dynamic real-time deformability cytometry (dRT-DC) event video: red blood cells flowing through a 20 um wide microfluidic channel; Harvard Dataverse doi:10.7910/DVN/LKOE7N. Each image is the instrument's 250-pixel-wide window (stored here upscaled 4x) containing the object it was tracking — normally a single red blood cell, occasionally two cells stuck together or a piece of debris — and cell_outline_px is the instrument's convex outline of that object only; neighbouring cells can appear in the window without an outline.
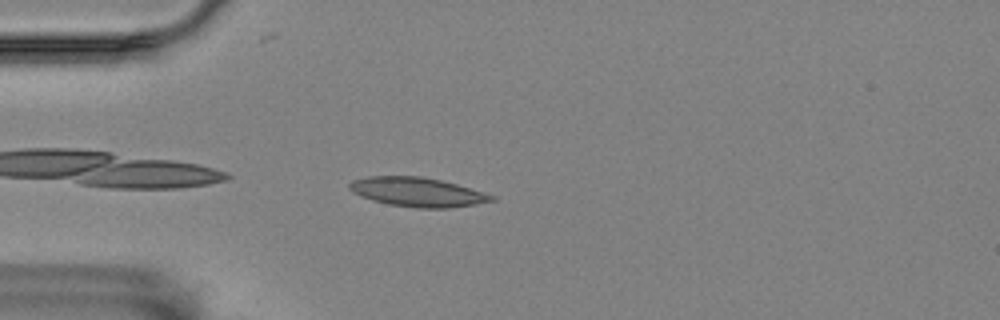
{"species": "Egyptian fruit bat (a non-hibernating species)", "species_latin": "Rousettus aegyptiacus", "temperature_condition": "room temperature", "stored_images_in_passage": 42, "camera_frame_rate_fps": 3000, "um_per_image_px": 0.085, "animal": {"sex": "female"}, "frame": {"image": 1, "passage_image": 2, "time_ms": 0.333, "image_size_px": [1000, 320], "cell_outline_px": [[496, 200], [448, 208], [416, 208], [388, 204], [372, 200], [360, 196], [352, 192], [348, 188], [348, 184], [352, 180], [368, 176], [420, 176], [440, 180], [456, 184], [496, 196]], "centroid_in_image_um": [35.43, 16.32], "position_along_channel_um": 49.6, "area_um2": 24.1}}
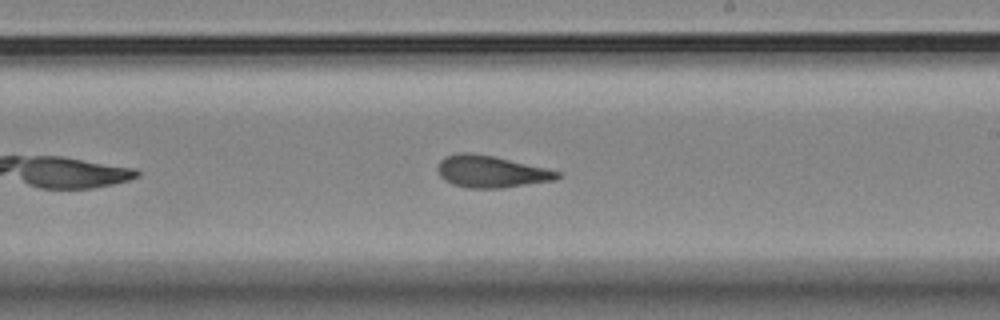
{"frame": {"image": 2, "passage_image": 20, "time_ms": 6.333, "image_size_px": [1000, 320], "cell_outline_px": [[560, 176], [556, 180], [504, 188], [468, 188], [452, 184], [444, 180], [440, 176], [436, 168], [440, 160], [444, 156], [456, 152], [468, 152], [492, 156], [544, 168], [560, 172]], "centroid_in_image_um": [41.68, 14.59], "position_along_channel_um": 247.3, "area_um2": 22.25}}
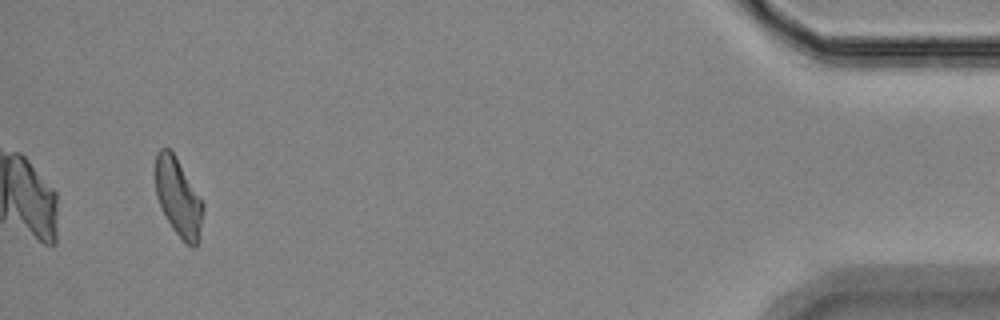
{"frame": {"image": 3, "passage_image": 41, "time_ms": 13.333, "image_size_px": [1000, 320], "cell_outline_px": [[204, 208], [200, 240], [192, 248], [172, 228], [156, 196], [156, 152], [160, 148], [168, 148], [176, 156], [204, 204]], "centroid_in_image_um": [15.18, 16.78], "position_along_channel_um": 420.0, "area_um2": 21.39}}